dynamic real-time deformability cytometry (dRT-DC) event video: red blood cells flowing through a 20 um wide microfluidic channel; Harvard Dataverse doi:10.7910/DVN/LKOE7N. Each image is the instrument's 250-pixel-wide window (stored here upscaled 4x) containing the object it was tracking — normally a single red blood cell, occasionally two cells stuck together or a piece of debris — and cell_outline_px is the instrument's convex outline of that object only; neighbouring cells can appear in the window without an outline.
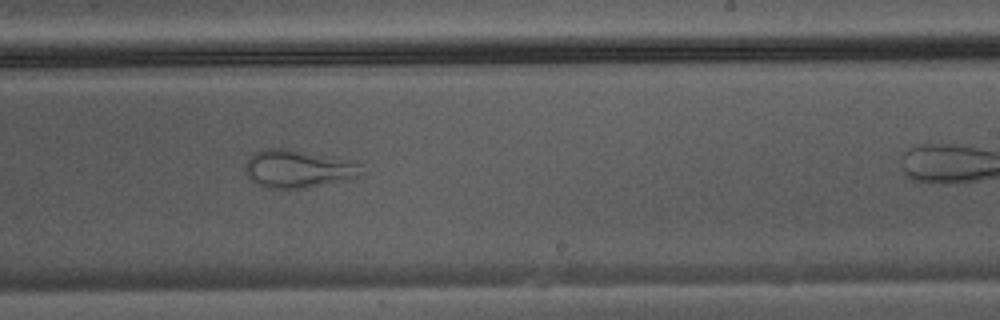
{"species": "Egyptian fruit bat (a non-hibernating species)", "species_latin": "Rousettus aegyptiacus", "temperature_condition": "warm", "stored_images_in_passage": 31, "camera_frame_rate_fps": 3000, "um_per_image_px": 0.085, "animal": {"sex": "male"}, "frame": {"image": 1, "passage_image": 22, "time_ms": 7.0, "image_size_px": [1000, 320], "cell_outline_px": [[360, 164], [356, 176], [352, 180], [300, 188], [272, 188], [260, 184], [252, 180], [244, 172], [244, 164], [248, 156], [252, 152], [268, 148], [288, 148], [352, 160]], "centroid_in_image_um": [25.28, 14.32], "position_along_channel_um": 263.7, "area_um2": 25.66}}